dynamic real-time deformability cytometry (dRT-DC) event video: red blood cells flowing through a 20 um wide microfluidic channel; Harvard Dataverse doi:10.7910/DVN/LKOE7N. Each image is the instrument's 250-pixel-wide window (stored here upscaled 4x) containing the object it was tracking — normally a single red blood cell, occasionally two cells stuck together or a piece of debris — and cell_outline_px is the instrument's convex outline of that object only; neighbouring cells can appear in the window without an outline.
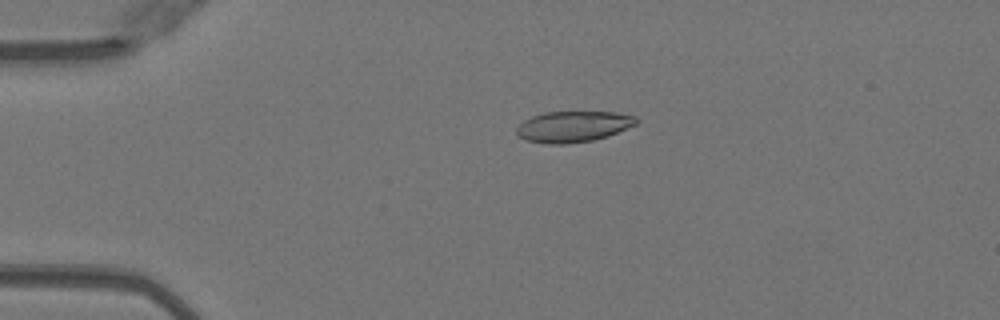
{"species": "Egyptian fruit bat (a non-hibernating species)", "species_latin": "Rousettus aegyptiacus", "temperature_condition": "warm", "stored_images_in_passage": 46, "camera_frame_rate_fps": 3000, "um_per_image_px": 0.085, "animal": {"sex": "female"}, "frame": {"image": 1, "passage_image": 7, "time_ms": 2.0, "image_size_px": [1000, 320], "cell_outline_px": [[640, 120], [636, 124], [608, 136], [592, 140], [568, 144], [548, 144], [524, 140], [516, 136], [516, 128], [524, 120], [532, 116], [544, 112], [616, 112], [636, 116]], "centroid_in_image_um": [48.7, 10.76], "position_along_channel_um": 36.3, "area_um2": 21.79}}
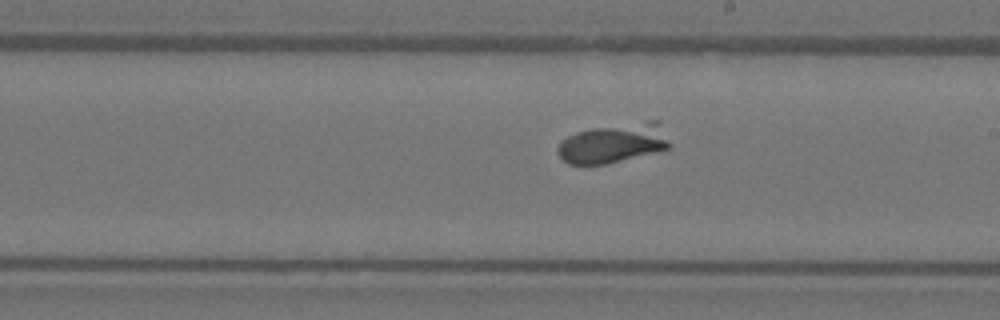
{"frame": {"image": 2, "passage_image": 25, "time_ms": 8.0, "image_size_px": [1000, 320], "cell_outline_px": [[672, 144], [668, 148], [604, 164], [568, 164], [556, 152], [556, 148], [560, 140], [576, 132], [592, 128], [648, 120], [660, 120]], "centroid_in_image_um": [52.15, 12.14], "position_along_channel_um": 236.9, "area_um2": 25.78}}
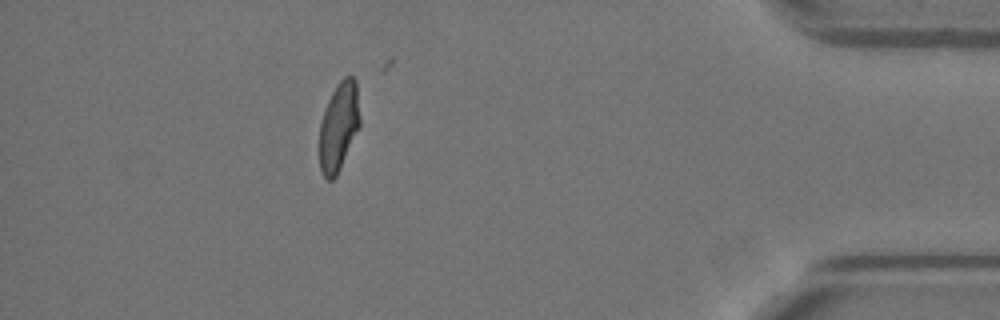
{"frame": {"image": 3, "passage_image": 41, "time_ms": 13.333, "image_size_px": [1000, 320], "cell_outline_px": [[360, 124], [340, 168], [336, 176], [332, 180], [328, 180], [320, 172], [320, 120], [328, 100], [336, 84], [344, 76], [352, 76], [356, 80], [360, 120]], "centroid_in_image_um": [28.78, 10.73], "position_along_channel_um": 406.4, "area_um2": 20.75}}